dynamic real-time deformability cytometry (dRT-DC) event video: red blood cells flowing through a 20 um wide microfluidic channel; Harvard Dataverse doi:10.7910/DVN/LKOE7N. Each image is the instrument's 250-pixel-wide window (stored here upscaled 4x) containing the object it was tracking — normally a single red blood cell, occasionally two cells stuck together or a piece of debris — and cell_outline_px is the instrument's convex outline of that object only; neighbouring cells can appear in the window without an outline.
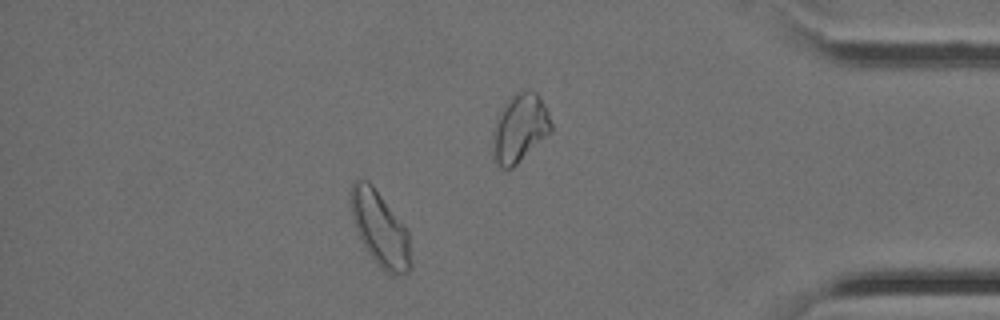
{"species": "Egyptian fruit bat (a non-hibernating species)", "species_latin": "Rousettus aegyptiacus", "temperature_condition": "cold", "stored_images_in_passage": 38, "camera_frame_rate_fps": 3000, "um_per_image_px": 0.085, "animal": {"sex": "female"}, "frame": {"image": 1, "passage_image": 33, "time_ms": 10.667, "image_size_px": [1000, 320], "cell_outline_px": [[412, 268], [408, 272], [396, 276], [388, 272], [372, 256], [364, 244], [356, 228], [352, 216], [352, 180], [360, 176], [368, 180], [372, 184], [408, 232], [412, 264]], "centroid_in_image_um": [32.33, 19.42], "position_along_channel_um": 402.9, "area_um2": 25.32}}